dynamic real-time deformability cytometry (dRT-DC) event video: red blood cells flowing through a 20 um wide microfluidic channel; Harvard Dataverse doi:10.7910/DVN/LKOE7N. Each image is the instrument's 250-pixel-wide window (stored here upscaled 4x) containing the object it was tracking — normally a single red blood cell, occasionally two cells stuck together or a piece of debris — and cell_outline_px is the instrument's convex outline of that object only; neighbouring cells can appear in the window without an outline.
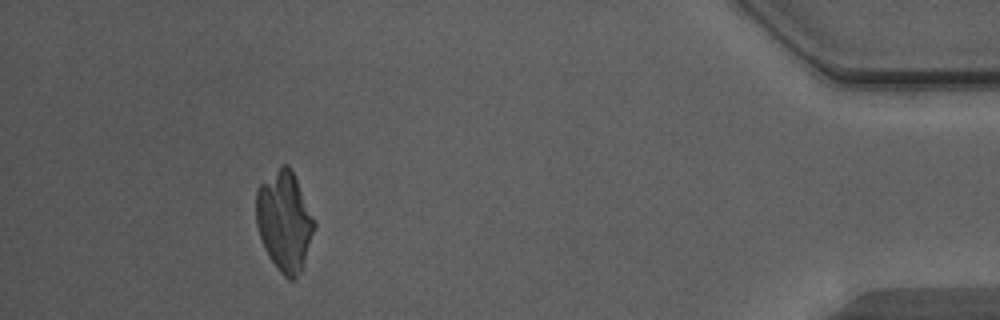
{"species": "Egyptian fruit bat (a non-hibernating species)", "species_latin": "Rousettus aegyptiacus", "temperature_condition": "warm", "stored_images_in_passage": 49, "camera_frame_rate_fps": 3000, "um_per_image_px": 0.085, "animal": {"sex": "male"}, "frame": {"image": 1, "passage_image": 44, "time_ms": 14.333, "image_size_px": [1000, 320], "cell_outline_px": [[316, 228], [304, 268], [292, 280], [288, 280], [280, 272], [268, 256], [264, 248], [256, 224], [256, 192], [260, 184], [284, 164], [288, 164], [296, 180], [316, 224]], "centroid_in_image_um": [24.19, 18.87], "position_along_channel_um": 411.0, "area_um2": 33.64}}